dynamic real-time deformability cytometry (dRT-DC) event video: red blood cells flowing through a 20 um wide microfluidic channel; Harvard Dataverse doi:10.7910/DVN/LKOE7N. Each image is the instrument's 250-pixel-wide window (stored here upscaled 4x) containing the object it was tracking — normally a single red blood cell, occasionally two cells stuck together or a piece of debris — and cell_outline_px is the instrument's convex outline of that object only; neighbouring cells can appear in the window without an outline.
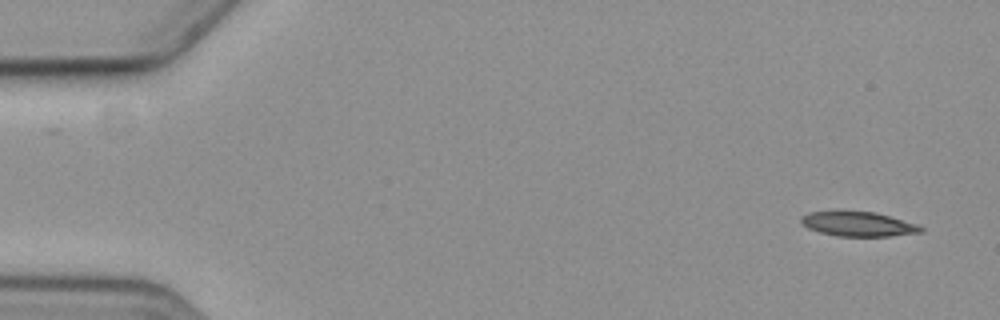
{"species": "common noctule bat (a hibernating species)", "species_latin": "Nyctalus noctula", "temperature_condition": "cold", "stored_images_in_passage": 2, "camera_frame_rate_fps": 3000, "um_per_image_px": 0.085, "animal": {"sex": "female", "body_mass_g": 19.3, "forearm_length_mm": 54.1}, "frame": {"image": 1, "passage_image": 2, "time_ms": 2.0, "image_size_px": [1000, 320], "cell_outline_px": [[924, 232], [888, 236], [836, 236], [820, 232], [808, 228], [800, 224], [800, 216], [808, 212], [872, 212], [888, 216], [916, 224], [924, 228]], "centroid_in_image_um": [72.91, 19.06], "position_along_channel_um": 12.1, "area_um2": 16.88}}